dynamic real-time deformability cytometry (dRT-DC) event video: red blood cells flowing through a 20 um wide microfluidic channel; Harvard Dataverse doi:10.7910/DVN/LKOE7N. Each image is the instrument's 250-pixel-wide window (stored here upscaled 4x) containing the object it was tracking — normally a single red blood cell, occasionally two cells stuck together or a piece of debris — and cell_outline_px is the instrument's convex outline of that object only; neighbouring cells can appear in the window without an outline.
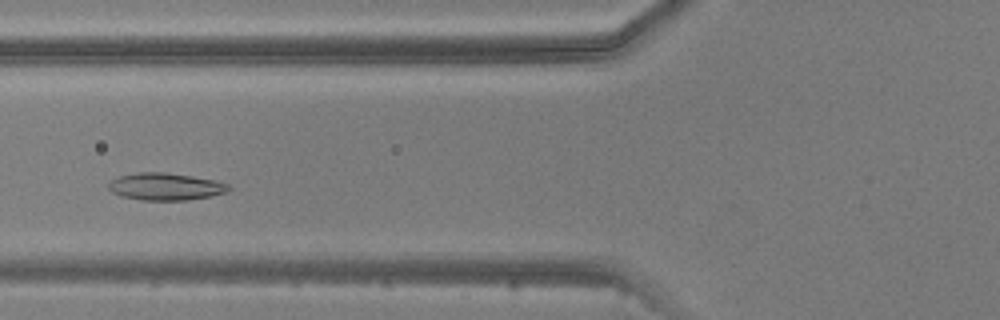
{"species": "common noctule bat (a hibernating species)", "species_latin": "Nyctalus noctula", "temperature_condition": "warm", "stored_images_in_passage": 3, "camera_frame_rate_fps": 3000, "um_per_image_px": 0.085, "animal": {"sex": "male", "body_mass_g": 20.5, "forearm_length_mm": 52.5}, "frame": {"image": 1, "passage_image": 3, "time_ms": 3.333, "image_size_px": [1000, 320], "cell_outline_px": [[232, 188], [228, 192], [212, 196], [188, 200], [140, 200], [120, 196], [112, 192], [108, 188], [108, 180], [120, 176], [140, 172], [164, 172], [192, 176], [216, 180], [228, 184]], "centroid_in_image_um": [14.07, 15.86], "position_along_channel_um": 111.7, "area_um2": 19.31}}